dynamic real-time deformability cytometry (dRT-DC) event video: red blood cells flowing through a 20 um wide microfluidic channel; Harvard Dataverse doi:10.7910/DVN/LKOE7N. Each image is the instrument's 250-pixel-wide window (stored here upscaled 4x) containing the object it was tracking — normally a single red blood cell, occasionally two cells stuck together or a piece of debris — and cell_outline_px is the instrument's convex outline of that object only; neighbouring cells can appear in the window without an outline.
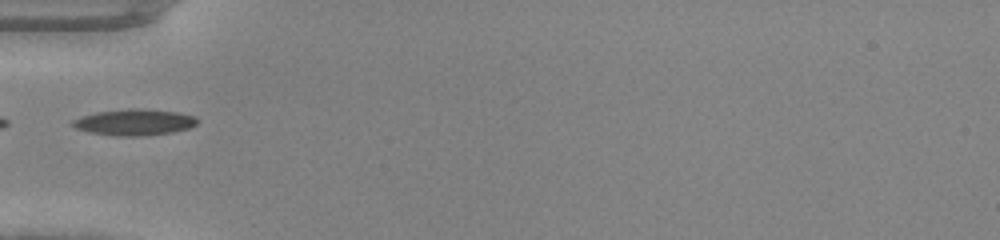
{"species": "common noctule bat (a hibernating species)", "species_latin": "Nyctalus noctula", "temperature_condition": "warm", "stored_images_in_passage": 32, "camera_frame_rate_fps": 3000, "um_per_image_px": 0.085, "animal": {"sex": "male", "body_mass_g": 20.0, "forearm_length_mm": 53.3}, "frame": {"image": 1, "passage_image": 1, "time_ms": 0.0, "image_size_px": [1000, 240], "cell_outline_px": [[196, 124], [188, 128], [172, 132], [140, 136], [116, 136], [88, 132], [76, 128], [68, 124], [72, 120], [80, 116], [96, 112], [132, 108], [140, 108], [176, 112], [196, 116]], "centroid_in_image_um": [11.35, 10.39], "position_along_channel_um": 73.6, "area_um2": 19.07}}
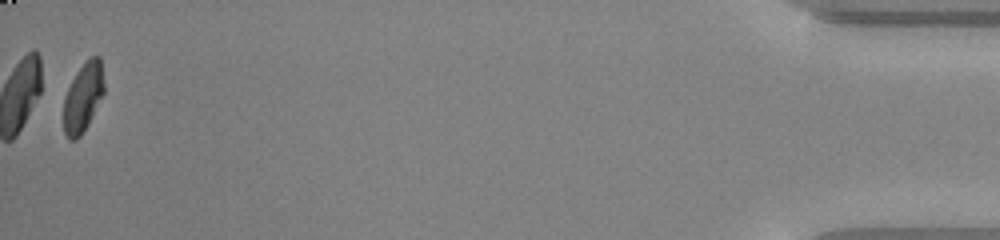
{"frame": {"image": 2, "passage_image": 32, "time_ms": 10.333, "image_size_px": [1000, 240], "cell_outline_px": [[104, 92], [88, 124], [80, 136], [76, 140], [68, 140], [64, 132], [64, 96], [76, 72], [92, 56], [100, 56], [104, 80]], "centroid_in_image_um": [7.06, 8.29], "position_along_channel_um": 428.1, "area_um2": 16.13}}